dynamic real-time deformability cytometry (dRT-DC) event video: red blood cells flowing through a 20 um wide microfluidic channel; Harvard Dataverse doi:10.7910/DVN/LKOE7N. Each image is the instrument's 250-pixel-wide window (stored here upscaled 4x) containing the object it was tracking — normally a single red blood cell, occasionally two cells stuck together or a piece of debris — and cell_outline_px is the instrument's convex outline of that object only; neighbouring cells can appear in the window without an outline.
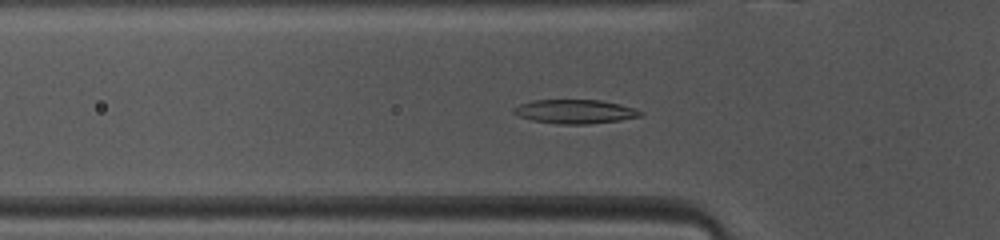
{"species": "common noctule bat (a hibernating species)", "species_latin": "Nyctalus noctula", "temperature_condition": "warm", "stored_images_in_passage": 41, "camera_frame_rate_fps": 3000, "um_per_image_px": 0.085, "animal": {"sex": "female", "body_mass_g": 10.0, "forearm_length_mm": 53.1}, "frame": {"image": 1, "passage_image": 8, "time_ms": 2.333, "image_size_px": [1000, 240], "cell_outline_px": [[644, 116], [620, 120], [588, 124], [556, 124], [532, 120], [520, 116], [512, 112], [512, 108], [520, 104], [532, 100], [600, 100], [620, 104], [644, 112]], "centroid_in_image_um": [48.88, 9.48], "position_along_channel_um": 76.9, "area_um2": 17.74}}
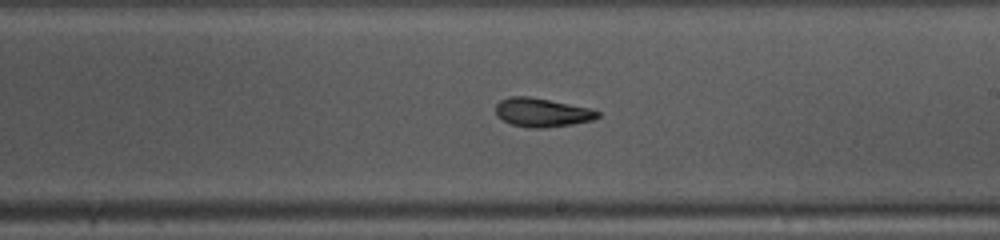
{"frame": {"image": 2, "passage_image": 20, "time_ms": 6.333, "image_size_px": [1000, 240], "cell_outline_px": [[600, 116], [592, 120], [572, 124], [544, 128], [528, 128], [512, 124], [504, 120], [496, 112], [496, 104], [500, 100], [508, 96], [528, 96], [588, 108], [600, 112]], "centroid_in_image_um": [46.06, 9.56], "position_along_channel_um": 242.9, "area_um2": 16.82}}
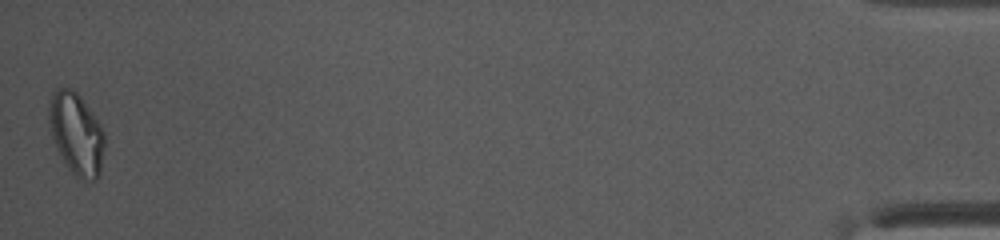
{"frame": {"image": 3, "passage_image": 41, "time_ms": 13.333, "image_size_px": [1000, 240], "cell_outline_px": [[104, 148], [100, 176], [96, 180], [84, 180], [76, 176], [68, 168], [56, 148], [52, 136], [48, 120], [48, 100], [60, 88], [68, 88], [76, 92], [80, 96], [104, 132]], "centroid_in_image_um": [6.48, 11.4], "position_along_channel_um": 428.7, "area_um2": 26.24}, "authors_computed_cell_mechanics": {"area_um2": 17.5134, "velocity_mm_per_s": 4.1166, "shape_relaxation_time_tau1_ms": 3.7927, "shape_relaxation_time_tau2_ms": 2.7086, "deformation_change_tau1": 0.1526, "deformation_change_tau2": 0.098}}